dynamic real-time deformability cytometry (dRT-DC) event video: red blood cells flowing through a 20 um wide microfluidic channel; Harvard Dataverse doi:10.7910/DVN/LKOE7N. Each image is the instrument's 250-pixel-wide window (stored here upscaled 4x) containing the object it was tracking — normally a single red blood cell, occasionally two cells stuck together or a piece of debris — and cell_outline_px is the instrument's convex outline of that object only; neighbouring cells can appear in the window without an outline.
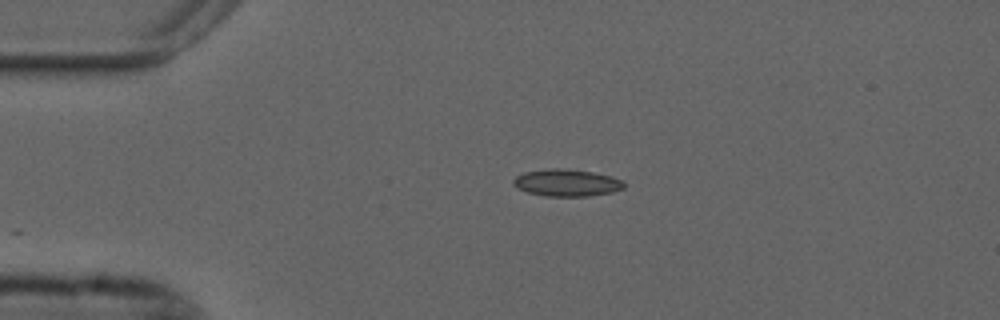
{"species": "common noctule bat (a hibernating species)", "species_latin": "Nyctalus noctula", "temperature_condition": "cold", "stored_images_in_passage": 44, "camera_frame_rate_fps": 3000, "um_per_image_px": 0.085, "animal": {"sex": "male", "forearm_length_mm": 52.5}, "frame": {"image": 1, "passage_image": 1, "time_ms": 0.0, "image_size_px": [1000, 320], "cell_outline_px": [[624, 188], [612, 192], [588, 196], [544, 196], [528, 192], [516, 188], [512, 184], [512, 180], [516, 176], [524, 172], [548, 168], [564, 168], [592, 172], [612, 176], [620, 180], [624, 184]], "centroid_in_image_um": [48.12, 15.53], "position_along_channel_um": 36.9, "area_um2": 17.51}}
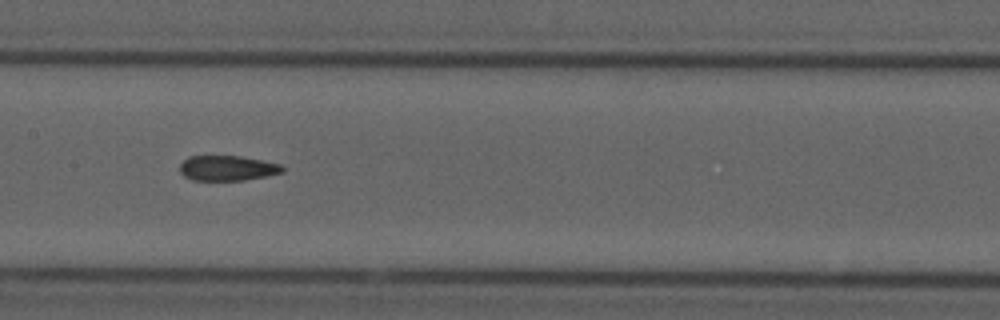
{"frame": {"image": 2, "passage_image": 16, "time_ms": 5.0, "image_size_px": [1000, 320], "cell_outline_px": [[284, 172], [244, 180], [192, 180], [184, 176], [180, 172], [180, 164], [188, 156], [240, 156], [280, 164], [284, 168]], "centroid_in_image_um": [19.3, 14.29], "position_along_channel_um": 188.1, "area_um2": 14.91}}
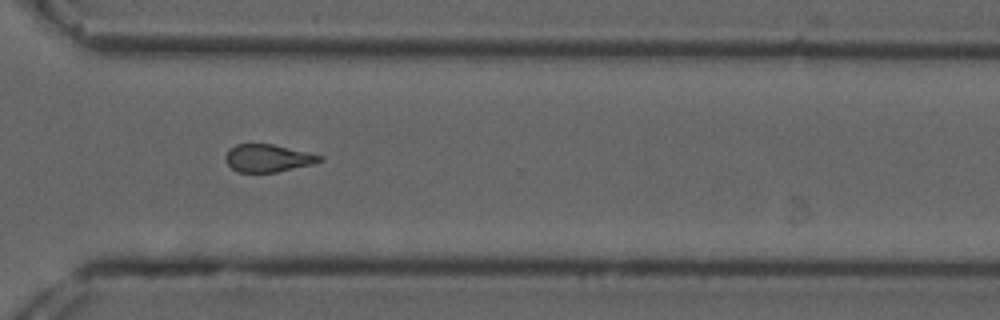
{"frame": {"image": 3, "passage_image": 29, "time_ms": 9.333, "image_size_px": [1000, 320], "cell_outline_px": [[324, 160], [312, 164], [276, 172], [236, 172], [224, 160], [224, 156], [236, 144], [272, 144], [308, 152], [324, 156]], "centroid_in_image_um": [22.78, 13.44], "position_along_channel_um": 347.8, "area_um2": 15.09}, "authors_computed_cell_mechanics": {"area_um2": 15.9817, "velocity_mm_per_s": 3.6998, "shape_relaxation_time_tau1_ms": null, "shape_relaxation_time_tau2_ms": 3.0909, "deformation_change_tau1": null, "deformation_change_tau2": 0.0968}}